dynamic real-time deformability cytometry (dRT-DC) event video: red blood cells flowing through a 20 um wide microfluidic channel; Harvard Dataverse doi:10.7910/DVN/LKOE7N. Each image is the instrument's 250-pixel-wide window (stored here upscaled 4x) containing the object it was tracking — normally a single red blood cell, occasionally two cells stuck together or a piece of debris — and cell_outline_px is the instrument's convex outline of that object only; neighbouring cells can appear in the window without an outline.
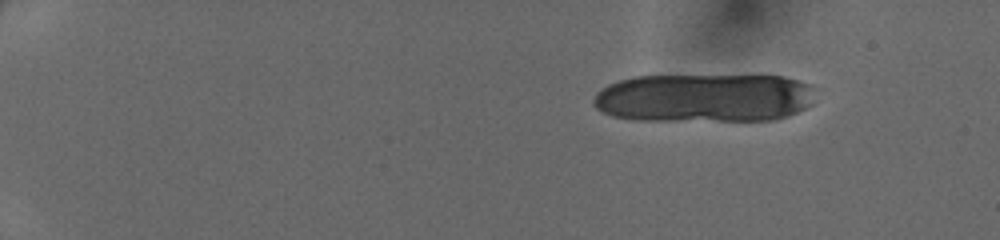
{"species": "human", "species_latin": "Homo sapiens", "temperature_condition": "cold", "stored_images_in_passage": 15, "camera_frame_rate_fps": 3000, "um_per_image_px": 0.085, "donor": {"sex": "female"}, "frame": {"image": 1, "passage_image": 1, "time_ms": 0.0, "image_size_px": [1000, 240], "cell_outline_px": [[820, 88], [812, 104], [808, 108], [788, 116], [776, 120], [636, 120], [612, 116], [596, 108], [592, 104], [592, 100], [596, 92], [600, 88], [608, 84], [620, 80], [636, 76], [784, 76], [812, 84]], "centroid_in_image_um": [59.94, 8.32], "position_along_channel_um": 25.1, "area_um2": 63.98}}